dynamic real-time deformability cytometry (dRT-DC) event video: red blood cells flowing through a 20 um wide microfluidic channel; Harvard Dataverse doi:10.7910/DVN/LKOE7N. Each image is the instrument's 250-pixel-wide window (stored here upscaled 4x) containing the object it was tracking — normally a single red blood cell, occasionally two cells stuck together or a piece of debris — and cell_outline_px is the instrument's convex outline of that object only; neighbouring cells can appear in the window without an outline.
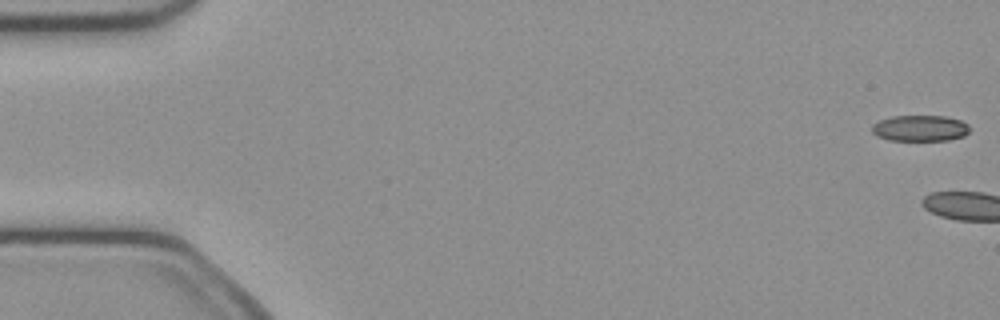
{"species": "common noctule bat (a hibernating species)", "species_latin": "Nyctalus noctula", "temperature_condition": "cold", "stored_images_in_passage": 4, "camera_frame_rate_fps": 3000, "um_per_image_px": 0.085, "animal": {"sex": "female", "body_mass_g": 21.9}, "frame": {"image": 1, "passage_image": 1, "time_ms": 0.0, "image_size_px": [1000, 320], "cell_outline_px": [[968, 132], [964, 136], [948, 140], [888, 140], [876, 136], [872, 132], [872, 124], [880, 120], [892, 116], [944, 116], [960, 120], [968, 124]], "centroid_in_image_um": [78.18, 10.9], "position_along_channel_um": 6.8, "area_um2": 14.8}}